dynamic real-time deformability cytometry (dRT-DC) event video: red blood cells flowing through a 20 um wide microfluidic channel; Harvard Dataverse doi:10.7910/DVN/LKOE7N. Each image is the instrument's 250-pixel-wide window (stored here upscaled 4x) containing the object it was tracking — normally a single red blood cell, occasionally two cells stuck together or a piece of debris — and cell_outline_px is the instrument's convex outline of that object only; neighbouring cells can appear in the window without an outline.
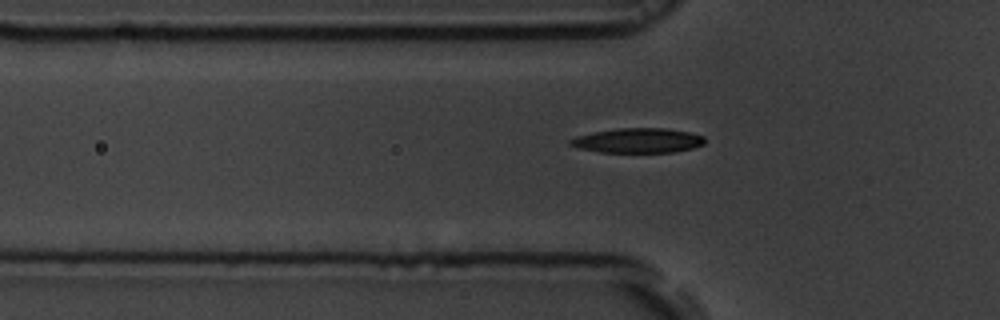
{"species": "common noctule bat (a hibernating species)", "species_latin": "Nyctalus noctula", "temperature_condition": "room temperature", "stored_images_in_passage": 38, "camera_frame_rate_fps": 3000, "um_per_image_px": 0.085, "animal": {"sex": "male", "body_mass_g": 19.5, "forearm_length_mm": 54.6}, "frame": {"image": 1, "passage_image": 8, "time_ms": 2.333, "image_size_px": [1000, 320], "cell_outline_px": [[704, 144], [692, 148], [676, 152], [600, 152], [580, 148], [568, 144], [568, 140], [576, 136], [592, 132], [620, 128], [664, 128], [688, 132], [704, 136]], "centroid_in_image_um": [54.2, 11.94], "position_along_channel_um": 71.6, "area_um2": 19.31}}
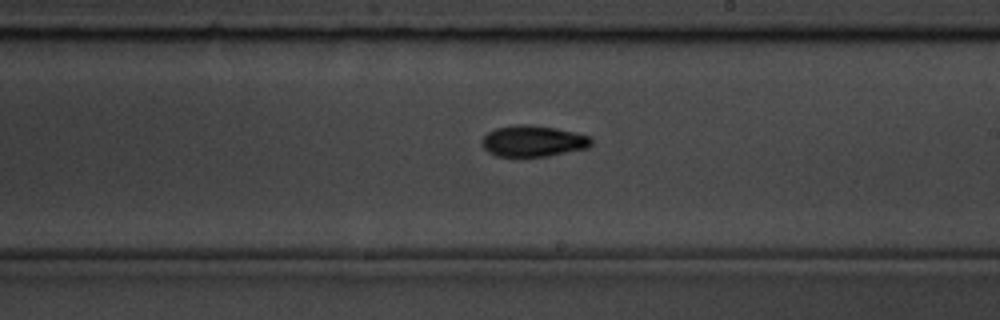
{"frame": {"image": 2, "passage_image": 22, "time_ms": 7.0, "image_size_px": [1000, 320], "cell_outline_px": [[592, 144], [588, 148], [548, 156], [496, 156], [488, 152], [484, 148], [480, 140], [488, 132], [496, 128], [516, 124], [528, 124], [556, 128], [576, 132], [592, 136]], "centroid_in_image_um": [45.33, 11.98], "position_along_channel_um": 243.7, "area_um2": 20.06}}
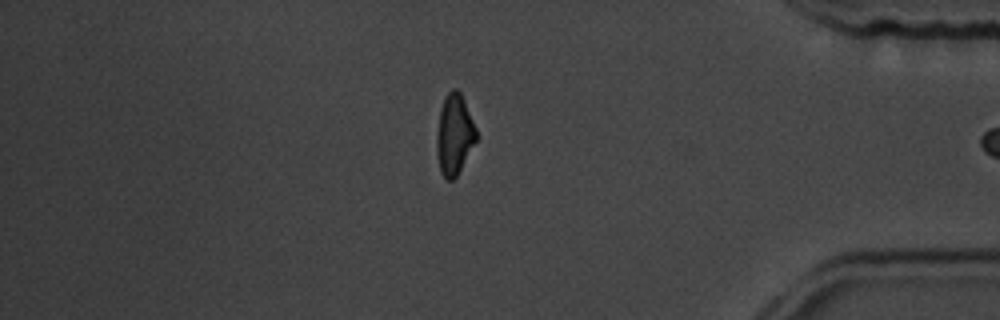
{"frame": {"image": 3, "passage_image": 37, "time_ms": 12.0, "image_size_px": [1000, 320], "cell_outline_px": [[476, 140], [456, 176], [452, 180], [448, 180], [440, 172], [436, 152], [436, 136], [440, 108], [444, 96], [452, 88], [456, 88], [460, 92], [464, 100], [476, 128]], "centroid_in_image_um": [38.59, 11.4], "position_along_channel_um": 396.6, "area_um2": 18.44}}